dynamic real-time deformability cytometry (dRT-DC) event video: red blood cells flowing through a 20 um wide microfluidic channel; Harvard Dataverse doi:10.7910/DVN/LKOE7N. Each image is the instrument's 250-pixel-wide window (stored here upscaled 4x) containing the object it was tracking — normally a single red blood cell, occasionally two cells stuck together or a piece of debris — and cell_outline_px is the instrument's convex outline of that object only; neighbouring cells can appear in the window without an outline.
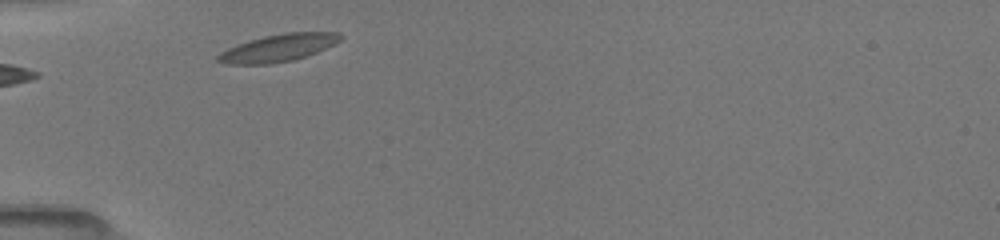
{"species": "common noctule bat (a hibernating species)", "species_latin": "Nyctalus noctula", "temperature_condition": "room temperature", "stored_images_in_passage": 41, "camera_frame_rate_fps": 3000, "um_per_image_px": 0.085, "animal": {"sex": "female", "body_mass_g": 19.5, "forearm_length_mm": 54.1}, "frame": {"image": 1, "passage_image": 1, "time_ms": 0.0, "image_size_px": [1000, 240], "cell_outline_px": [[344, 36], [340, 40], [316, 52], [292, 60], [268, 64], [228, 64], [216, 60], [216, 56], [220, 52], [236, 44], [248, 40], [264, 36], [284, 32], [340, 32]], "centroid_in_image_um": [23.62, 4.06], "position_along_channel_um": 61.4, "area_um2": 19.42}}